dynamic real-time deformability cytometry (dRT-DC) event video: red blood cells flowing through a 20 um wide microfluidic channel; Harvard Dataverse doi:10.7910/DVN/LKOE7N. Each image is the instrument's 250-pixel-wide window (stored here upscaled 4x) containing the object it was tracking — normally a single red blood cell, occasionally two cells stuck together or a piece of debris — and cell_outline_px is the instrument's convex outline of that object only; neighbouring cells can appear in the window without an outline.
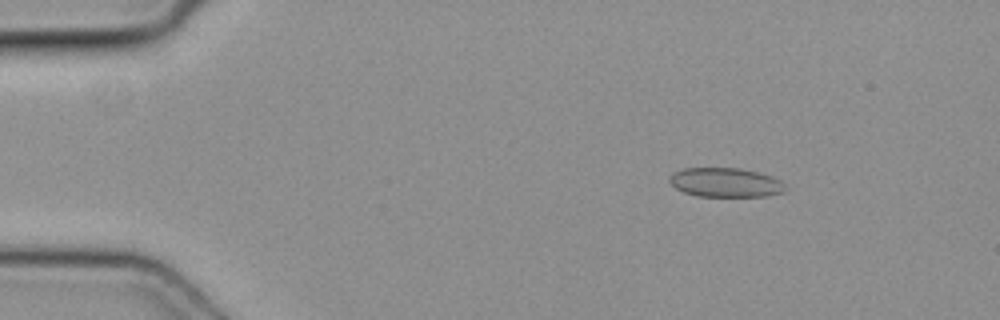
{"species": "common noctule bat (a hibernating species)", "species_latin": "Nyctalus noctula", "temperature_condition": "cold", "stored_images_in_passage": 43, "camera_frame_rate_fps": 3000, "um_per_image_px": 0.085, "animal": {"sex": "female", "body_mass_g": 19.3, "forearm_length_mm": 54.1}, "frame": {"image": 1, "passage_image": 7, "time_ms": 2.0, "image_size_px": [1000, 320], "cell_outline_px": [[784, 192], [768, 196], [696, 196], [684, 192], [676, 188], [668, 180], [676, 172], [684, 168], [740, 168], [772, 176], [780, 180], [784, 184]], "centroid_in_image_um": [61.69, 15.51], "position_along_channel_um": 23.3, "area_um2": 19.54}}
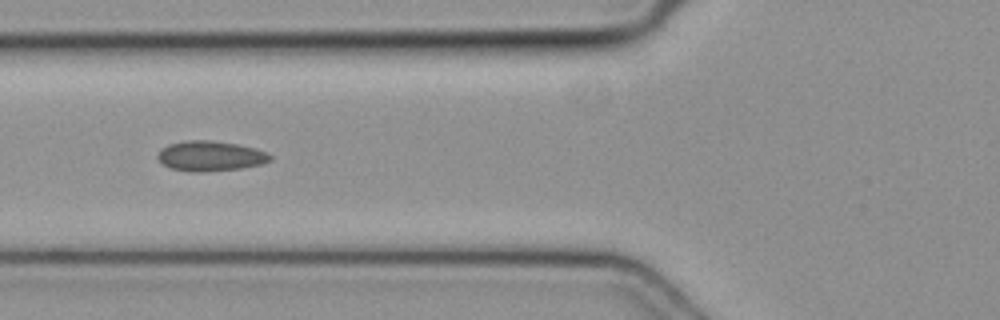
{"frame": {"image": 2, "passage_image": 19, "time_ms": 6.0, "image_size_px": [1000, 320], "cell_outline_px": [[272, 160], [264, 164], [244, 168], [204, 172], [192, 172], [172, 168], [164, 164], [156, 156], [160, 148], [168, 144], [184, 140], [208, 140], [236, 144], [256, 148], [272, 156]], "centroid_in_image_um": [17.89, 13.26], "position_along_channel_um": 107.9, "area_um2": 19.88}}
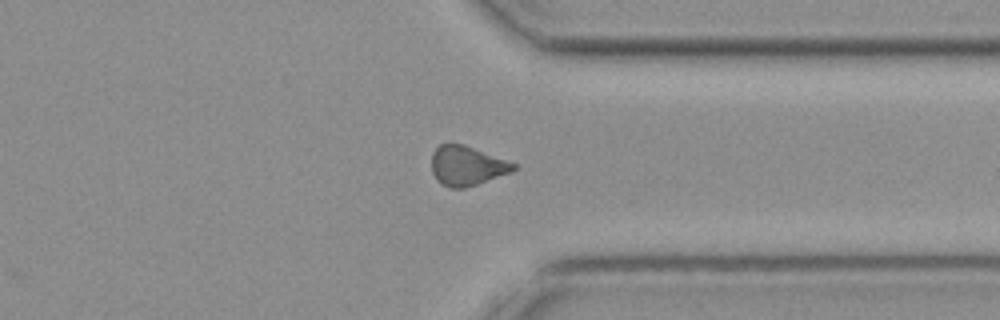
{"frame": {"image": 3, "passage_image": 38, "time_ms": 12.333, "image_size_px": [1000, 320], "cell_outline_px": [[516, 168], [512, 172], [464, 188], [448, 188], [440, 184], [436, 180], [432, 172], [432, 152], [440, 144], [464, 144], [516, 164]], "centroid_in_image_um": [39.65, 14.1], "position_along_channel_um": 371.8, "area_um2": 18.79}}